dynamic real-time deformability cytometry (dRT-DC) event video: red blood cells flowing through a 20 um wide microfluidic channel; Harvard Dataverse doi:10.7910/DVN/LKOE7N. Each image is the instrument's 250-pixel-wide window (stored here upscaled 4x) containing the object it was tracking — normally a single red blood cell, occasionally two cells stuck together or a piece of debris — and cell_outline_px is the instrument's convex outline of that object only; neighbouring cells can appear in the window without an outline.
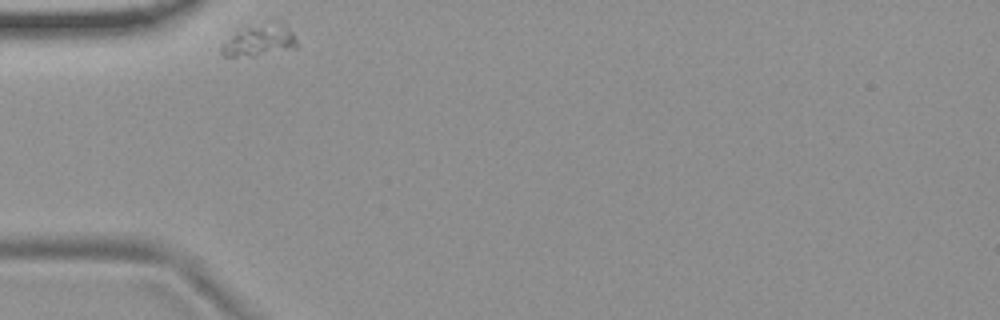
{"species": "common noctule bat (a hibernating species)", "species_latin": "Nyctalus noctula", "temperature_condition": "room temperature", "stored_images_in_passage": 32, "camera_frame_rate_fps": 3000, "um_per_image_px": 0.085, "animal": {"sex": "female", "body_mass_g": 19.9}, "frame": {"image": 1, "passage_image": 1, "time_ms": 0.0, "image_size_px": [1000, 320], "cell_outline_px": [[296, 48], [252, 56], [224, 56], [220, 52], [220, 48], [236, 32], [248, 28], [280, 20], [292, 32], [296, 40]], "centroid_in_image_um": [22.09, 3.45], "position_along_channel_um": 62.9, "area_um2": 13.35}}
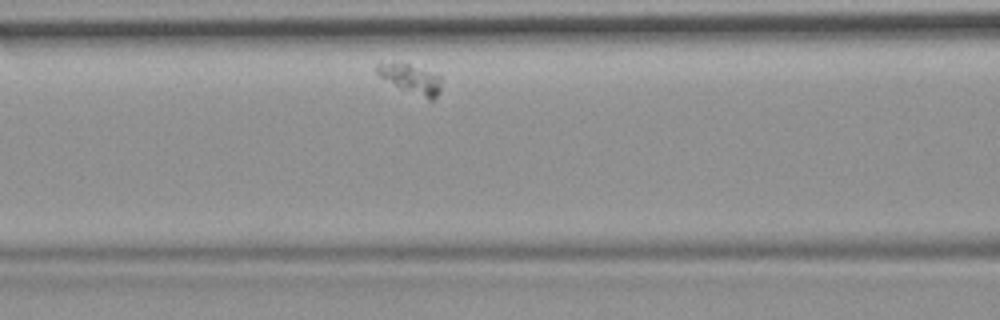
{"frame": {"image": 2, "passage_image": 8, "time_ms": 2.333, "image_size_px": [1000, 320], "cell_outline_px": [[440, 92], [432, 100], [428, 100], [400, 88], [380, 76], [376, 72], [376, 64], [408, 64], [440, 76]], "centroid_in_image_um": [34.96, 6.75], "position_along_channel_um": 131.6, "area_um2": 10.46}}
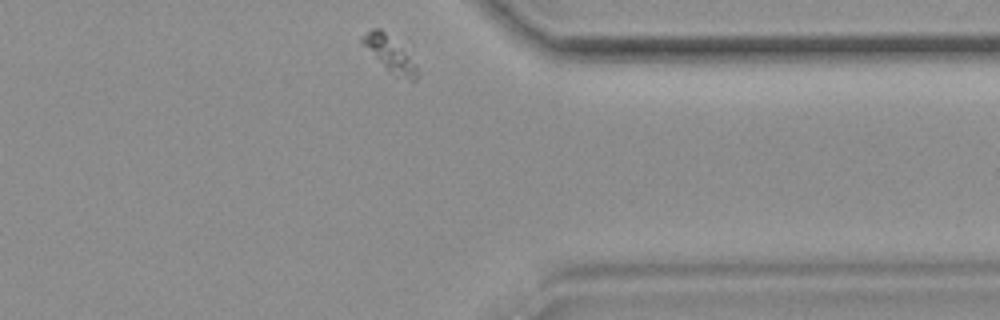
{"frame": {"image": 3, "passage_image": 32, "time_ms": 10.333, "image_size_px": [1000, 320], "cell_outline_px": [[420, 72], [416, 80], [412, 80], [396, 76], [360, 44], [360, 40], [372, 28], [380, 28], [412, 44]], "centroid_in_image_um": [33.33, 4.5], "position_along_channel_um": 378.1, "area_um2": 12.89}}